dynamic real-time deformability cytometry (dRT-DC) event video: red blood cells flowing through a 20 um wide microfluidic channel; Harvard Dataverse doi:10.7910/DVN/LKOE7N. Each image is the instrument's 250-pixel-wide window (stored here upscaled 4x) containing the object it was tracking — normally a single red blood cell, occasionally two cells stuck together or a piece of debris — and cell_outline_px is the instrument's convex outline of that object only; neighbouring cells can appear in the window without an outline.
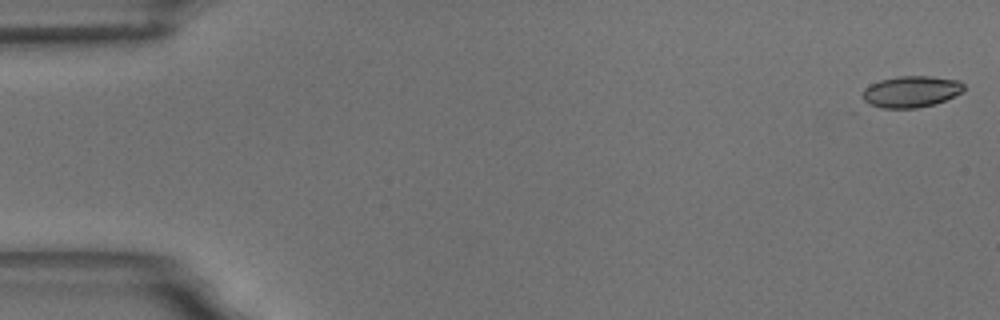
{"species": "common noctule bat (a hibernating species)", "species_latin": "Nyctalus noctula", "temperature_condition": "room temperature", "stored_images_in_passage": 9, "camera_frame_rate_fps": 3000, "um_per_image_px": 0.085, "animal": {"sex": "male", "body_mass_g": 18.8}, "frame": {"image": 1, "passage_image": 1, "time_ms": 0.0, "image_size_px": [1000, 320], "cell_outline_px": [[964, 88], [960, 92], [936, 104], [916, 108], [880, 108], [868, 104], [864, 100], [864, 88], [880, 80], [896, 76], [932, 76], [960, 80], [964, 84]], "centroid_in_image_um": [77.44, 7.78], "position_along_channel_um": 7.6, "area_um2": 18.5}}